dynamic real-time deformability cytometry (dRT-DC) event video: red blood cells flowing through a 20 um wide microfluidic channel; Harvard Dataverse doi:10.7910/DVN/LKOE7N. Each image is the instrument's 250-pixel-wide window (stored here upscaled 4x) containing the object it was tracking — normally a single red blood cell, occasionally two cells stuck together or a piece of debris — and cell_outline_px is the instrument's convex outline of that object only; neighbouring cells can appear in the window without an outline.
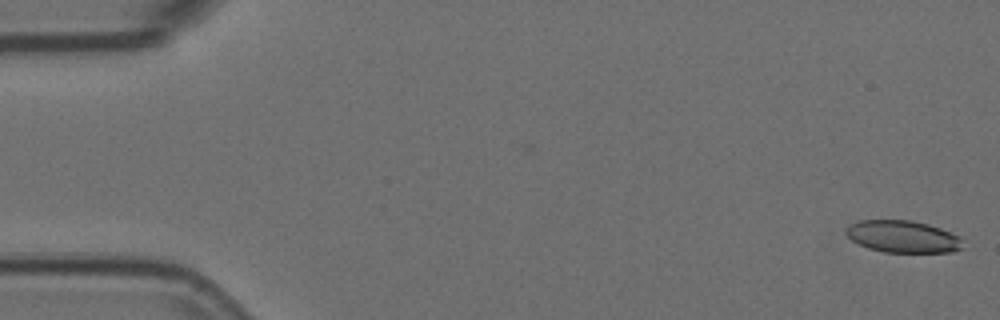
{"species": "Egyptian fruit bat (a non-hibernating species)", "species_latin": "Rousettus aegyptiacus", "temperature_condition": "room temperature", "stored_images_in_passage": 4, "camera_frame_rate_fps": 3000, "um_per_image_px": 0.085, "animal": {"sex": "female"}, "frame": {"image": 1, "passage_image": 1, "time_ms": 0.0, "image_size_px": [1000, 320], "cell_outline_px": [[964, 248], [952, 252], [884, 252], [868, 248], [852, 240], [844, 232], [844, 228], [848, 224], [860, 220], [912, 220], [928, 224], [940, 228], [960, 236], [964, 240]], "centroid_in_image_um": [76.76, 20.1], "position_along_channel_um": 8.2, "area_um2": 22.14}}
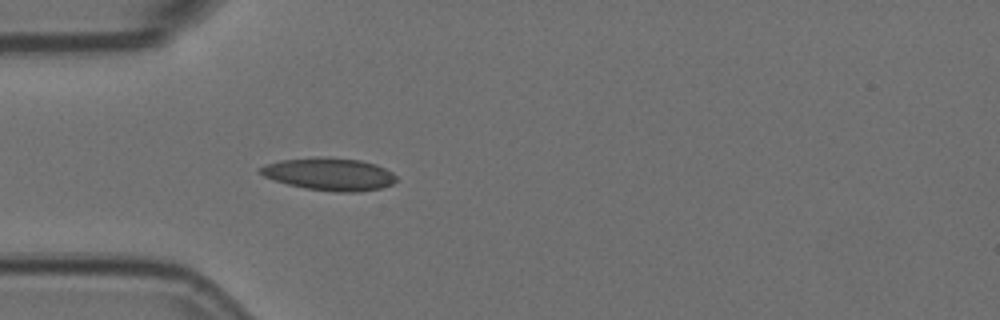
{"frame": {"image": 2, "passage_image": 4, "time_ms": 1.0, "image_size_px": [1000, 320], "cell_outline_px": [[396, 180], [392, 184], [380, 188], [360, 192], [336, 192], [304, 188], [288, 184], [264, 176], [256, 168], [264, 164], [280, 160], [360, 160], [376, 164], [392, 172], [396, 176]], "centroid_in_image_um": [28.01, 14.85], "position_along_channel_um": 57.0, "area_um2": 24.74}}